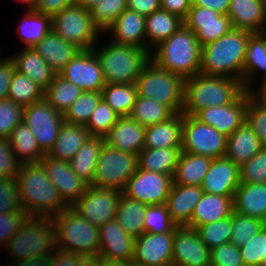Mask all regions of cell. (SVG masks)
I'll return each mask as SVG.
<instances>
[{
	"label": "cell",
	"mask_w": 266,
	"mask_h": 266,
	"mask_svg": "<svg viewBox=\"0 0 266 266\" xmlns=\"http://www.w3.org/2000/svg\"><path fill=\"white\" fill-rule=\"evenodd\" d=\"M178 225L171 219L166 204L147 205L144 216V233L175 232Z\"/></svg>",
	"instance_id": "681fc988"
},
{
	"label": "cell",
	"mask_w": 266,
	"mask_h": 266,
	"mask_svg": "<svg viewBox=\"0 0 266 266\" xmlns=\"http://www.w3.org/2000/svg\"><path fill=\"white\" fill-rule=\"evenodd\" d=\"M121 194L118 190L89 185L71 208L91 224L101 227L115 218Z\"/></svg>",
	"instance_id": "4fadbf2b"
},
{
	"label": "cell",
	"mask_w": 266,
	"mask_h": 266,
	"mask_svg": "<svg viewBox=\"0 0 266 266\" xmlns=\"http://www.w3.org/2000/svg\"><path fill=\"white\" fill-rule=\"evenodd\" d=\"M17 2L20 1L22 3H25L27 5H25V7L27 9H34L35 6L37 5L38 3V0H16Z\"/></svg>",
	"instance_id": "34e18365"
},
{
	"label": "cell",
	"mask_w": 266,
	"mask_h": 266,
	"mask_svg": "<svg viewBox=\"0 0 266 266\" xmlns=\"http://www.w3.org/2000/svg\"><path fill=\"white\" fill-rule=\"evenodd\" d=\"M119 115L102 98L85 127L91 136L104 137L117 123Z\"/></svg>",
	"instance_id": "f907efd6"
},
{
	"label": "cell",
	"mask_w": 266,
	"mask_h": 266,
	"mask_svg": "<svg viewBox=\"0 0 266 266\" xmlns=\"http://www.w3.org/2000/svg\"><path fill=\"white\" fill-rule=\"evenodd\" d=\"M10 58L15 62L16 71L30 78L43 90L49 86L57 74L33 47H23Z\"/></svg>",
	"instance_id": "4dcf8cb0"
},
{
	"label": "cell",
	"mask_w": 266,
	"mask_h": 266,
	"mask_svg": "<svg viewBox=\"0 0 266 266\" xmlns=\"http://www.w3.org/2000/svg\"><path fill=\"white\" fill-rule=\"evenodd\" d=\"M8 140L15 157L21 164L40 162L45 156L38 147L36 138L24 121L20 122L11 131Z\"/></svg>",
	"instance_id": "60d3db41"
},
{
	"label": "cell",
	"mask_w": 266,
	"mask_h": 266,
	"mask_svg": "<svg viewBox=\"0 0 266 266\" xmlns=\"http://www.w3.org/2000/svg\"><path fill=\"white\" fill-rule=\"evenodd\" d=\"M22 210L19 202L18 183L16 177L0 178V213L18 212Z\"/></svg>",
	"instance_id": "6f0895ef"
},
{
	"label": "cell",
	"mask_w": 266,
	"mask_h": 266,
	"mask_svg": "<svg viewBox=\"0 0 266 266\" xmlns=\"http://www.w3.org/2000/svg\"><path fill=\"white\" fill-rule=\"evenodd\" d=\"M83 93L73 83L56 74L53 81L44 90V99L59 113L64 114L70 105Z\"/></svg>",
	"instance_id": "b9f144b4"
},
{
	"label": "cell",
	"mask_w": 266,
	"mask_h": 266,
	"mask_svg": "<svg viewBox=\"0 0 266 266\" xmlns=\"http://www.w3.org/2000/svg\"><path fill=\"white\" fill-rule=\"evenodd\" d=\"M252 94L264 105H266V79L259 83L257 87L252 90Z\"/></svg>",
	"instance_id": "2644e50d"
},
{
	"label": "cell",
	"mask_w": 266,
	"mask_h": 266,
	"mask_svg": "<svg viewBox=\"0 0 266 266\" xmlns=\"http://www.w3.org/2000/svg\"><path fill=\"white\" fill-rule=\"evenodd\" d=\"M174 232L143 233L135 238L132 266L172 265Z\"/></svg>",
	"instance_id": "e0dca14e"
},
{
	"label": "cell",
	"mask_w": 266,
	"mask_h": 266,
	"mask_svg": "<svg viewBox=\"0 0 266 266\" xmlns=\"http://www.w3.org/2000/svg\"><path fill=\"white\" fill-rule=\"evenodd\" d=\"M181 149L183 152L209 156L213 159L224 157L227 137L194 116L183 114Z\"/></svg>",
	"instance_id": "8fae6325"
},
{
	"label": "cell",
	"mask_w": 266,
	"mask_h": 266,
	"mask_svg": "<svg viewBox=\"0 0 266 266\" xmlns=\"http://www.w3.org/2000/svg\"><path fill=\"white\" fill-rule=\"evenodd\" d=\"M239 250L245 266H262L266 262V224Z\"/></svg>",
	"instance_id": "f5cc1de1"
},
{
	"label": "cell",
	"mask_w": 266,
	"mask_h": 266,
	"mask_svg": "<svg viewBox=\"0 0 266 266\" xmlns=\"http://www.w3.org/2000/svg\"><path fill=\"white\" fill-rule=\"evenodd\" d=\"M21 163L15 157L8 139L0 138V178L16 177Z\"/></svg>",
	"instance_id": "94428289"
},
{
	"label": "cell",
	"mask_w": 266,
	"mask_h": 266,
	"mask_svg": "<svg viewBox=\"0 0 266 266\" xmlns=\"http://www.w3.org/2000/svg\"><path fill=\"white\" fill-rule=\"evenodd\" d=\"M183 113L145 128L144 148L182 147Z\"/></svg>",
	"instance_id": "836d02e7"
},
{
	"label": "cell",
	"mask_w": 266,
	"mask_h": 266,
	"mask_svg": "<svg viewBox=\"0 0 266 266\" xmlns=\"http://www.w3.org/2000/svg\"><path fill=\"white\" fill-rule=\"evenodd\" d=\"M160 2L161 9L177 15L183 20L192 6V0H160Z\"/></svg>",
	"instance_id": "03108f58"
},
{
	"label": "cell",
	"mask_w": 266,
	"mask_h": 266,
	"mask_svg": "<svg viewBox=\"0 0 266 266\" xmlns=\"http://www.w3.org/2000/svg\"><path fill=\"white\" fill-rule=\"evenodd\" d=\"M58 250L81 254L92 259L98 257L99 227L91 224L71 207L51 217Z\"/></svg>",
	"instance_id": "8992f818"
},
{
	"label": "cell",
	"mask_w": 266,
	"mask_h": 266,
	"mask_svg": "<svg viewBox=\"0 0 266 266\" xmlns=\"http://www.w3.org/2000/svg\"><path fill=\"white\" fill-rule=\"evenodd\" d=\"M23 121L36 138L40 150L45 155L48 154L64 122L63 114L55 110L43 98L24 107Z\"/></svg>",
	"instance_id": "7c38bea8"
},
{
	"label": "cell",
	"mask_w": 266,
	"mask_h": 266,
	"mask_svg": "<svg viewBox=\"0 0 266 266\" xmlns=\"http://www.w3.org/2000/svg\"><path fill=\"white\" fill-rule=\"evenodd\" d=\"M173 185V176L137 168L122 193L146 205L165 204Z\"/></svg>",
	"instance_id": "5bb4252c"
},
{
	"label": "cell",
	"mask_w": 266,
	"mask_h": 266,
	"mask_svg": "<svg viewBox=\"0 0 266 266\" xmlns=\"http://www.w3.org/2000/svg\"><path fill=\"white\" fill-rule=\"evenodd\" d=\"M59 75L83 91L102 92L106 85L100 61L93 49L81 50Z\"/></svg>",
	"instance_id": "9a60e30c"
},
{
	"label": "cell",
	"mask_w": 266,
	"mask_h": 266,
	"mask_svg": "<svg viewBox=\"0 0 266 266\" xmlns=\"http://www.w3.org/2000/svg\"><path fill=\"white\" fill-rule=\"evenodd\" d=\"M90 137L91 134L85 125L64 121L53 148L47 155L53 159L69 162Z\"/></svg>",
	"instance_id": "1f68e13d"
},
{
	"label": "cell",
	"mask_w": 266,
	"mask_h": 266,
	"mask_svg": "<svg viewBox=\"0 0 266 266\" xmlns=\"http://www.w3.org/2000/svg\"><path fill=\"white\" fill-rule=\"evenodd\" d=\"M253 34L232 28L216 41L202 46L200 74L235 78L243 86L245 52Z\"/></svg>",
	"instance_id": "7a4b0ae2"
},
{
	"label": "cell",
	"mask_w": 266,
	"mask_h": 266,
	"mask_svg": "<svg viewBox=\"0 0 266 266\" xmlns=\"http://www.w3.org/2000/svg\"><path fill=\"white\" fill-rule=\"evenodd\" d=\"M97 46V47H96ZM100 61L106 84H135L142 69L151 60L150 51L111 42L92 48Z\"/></svg>",
	"instance_id": "5b68a950"
},
{
	"label": "cell",
	"mask_w": 266,
	"mask_h": 266,
	"mask_svg": "<svg viewBox=\"0 0 266 266\" xmlns=\"http://www.w3.org/2000/svg\"><path fill=\"white\" fill-rule=\"evenodd\" d=\"M247 104L248 91L243 90L231 103L202 109L194 117L229 137L246 122Z\"/></svg>",
	"instance_id": "2e32d148"
},
{
	"label": "cell",
	"mask_w": 266,
	"mask_h": 266,
	"mask_svg": "<svg viewBox=\"0 0 266 266\" xmlns=\"http://www.w3.org/2000/svg\"><path fill=\"white\" fill-rule=\"evenodd\" d=\"M173 115L174 113L166 105L158 103L151 98L137 96L129 116L146 128L164 122Z\"/></svg>",
	"instance_id": "ee69618b"
},
{
	"label": "cell",
	"mask_w": 266,
	"mask_h": 266,
	"mask_svg": "<svg viewBox=\"0 0 266 266\" xmlns=\"http://www.w3.org/2000/svg\"><path fill=\"white\" fill-rule=\"evenodd\" d=\"M16 179L19 202L28 216L51 218L68 207L48 179L41 162L21 164Z\"/></svg>",
	"instance_id": "6da1fadb"
},
{
	"label": "cell",
	"mask_w": 266,
	"mask_h": 266,
	"mask_svg": "<svg viewBox=\"0 0 266 266\" xmlns=\"http://www.w3.org/2000/svg\"><path fill=\"white\" fill-rule=\"evenodd\" d=\"M24 107L11 99L0 101V138L8 139L11 131L23 122Z\"/></svg>",
	"instance_id": "11a10c76"
},
{
	"label": "cell",
	"mask_w": 266,
	"mask_h": 266,
	"mask_svg": "<svg viewBox=\"0 0 266 266\" xmlns=\"http://www.w3.org/2000/svg\"><path fill=\"white\" fill-rule=\"evenodd\" d=\"M145 127L130 116L119 117L117 123L104 136L105 144L120 151L138 155L144 148Z\"/></svg>",
	"instance_id": "cb8c5ba5"
},
{
	"label": "cell",
	"mask_w": 266,
	"mask_h": 266,
	"mask_svg": "<svg viewBox=\"0 0 266 266\" xmlns=\"http://www.w3.org/2000/svg\"><path fill=\"white\" fill-rule=\"evenodd\" d=\"M127 9L146 17L161 9V2L160 0H127Z\"/></svg>",
	"instance_id": "003e7915"
},
{
	"label": "cell",
	"mask_w": 266,
	"mask_h": 266,
	"mask_svg": "<svg viewBox=\"0 0 266 266\" xmlns=\"http://www.w3.org/2000/svg\"><path fill=\"white\" fill-rule=\"evenodd\" d=\"M184 25L182 18L163 9L145 17L147 50L150 52Z\"/></svg>",
	"instance_id": "e575fe53"
},
{
	"label": "cell",
	"mask_w": 266,
	"mask_h": 266,
	"mask_svg": "<svg viewBox=\"0 0 266 266\" xmlns=\"http://www.w3.org/2000/svg\"><path fill=\"white\" fill-rule=\"evenodd\" d=\"M105 34L110 35L113 43L147 49L145 16L133 10H124L104 31Z\"/></svg>",
	"instance_id": "603a6c76"
},
{
	"label": "cell",
	"mask_w": 266,
	"mask_h": 266,
	"mask_svg": "<svg viewBox=\"0 0 266 266\" xmlns=\"http://www.w3.org/2000/svg\"><path fill=\"white\" fill-rule=\"evenodd\" d=\"M231 0H192V5L210 8L222 15L228 14Z\"/></svg>",
	"instance_id": "a7ac6f4b"
},
{
	"label": "cell",
	"mask_w": 266,
	"mask_h": 266,
	"mask_svg": "<svg viewBox=\"0 0 266 266\" xmlns=\"http://www.w3.org/2000/svg\"><path fill=\"white\" fill-rule=\"evenodd\" d=\"M261 4H262L263 10H264V14L266 16V0H261Z\"/></svg>",
	"instance_id": "11e5206c"
},
{
	"label": "cell",
	"mask_w": 266,
	"mask_h": 266,
	"mask_svg": "<svg viewBox=\"0 0 266 266\" xmlns=\"http://www.w3.org/2000/svg\"><path fill=\"white\" fill-rule=\"evenodd\" d=\"M100 1L101 0H76V4L80 5L84 9L91 10V8Z\"/></svg>",
	"instance_id": "753ad0ef"
},
{
	"label": "cell",
	"mask_w": 266,
	"mask_h": 266,
	"mask_svg": "<svg viewBox=\"0 0 266 266\" xmlns=\"http://www.w3.org/2000/svg\"><path fill=\"white\" fill-rule=\"evenodd\" d=\"M212 159L213 158L209 156L190 154L181 151L173 175V183L188 186H201Z\"/></svg>",
	"instance_id": "8d00e7d4"
},
{
	"label": "cell",
	"mask_w": 266,
	"mask_h": 266,
	"mask_svg": "<svg viewBox=\"0 0 266 266\" xmlns=\"http://www.w3.org/2000/svg\"><path fill=\"white\" fill-rule=\"evenodd\" d=\"M195 230L202 242L212 250L230 242L232 230L231 216L213 223L197 226Z\"/></svg>",
	"instance_id": "c3c4849f"
},
{
	"label": "cell",
	"mask_w": 266,
	"mask_h": 266,
	"mask_svg": "<svg viewBox=\"0 0 266 266\" xmlns=\"http://www.w3.org/2000/svg\"><path fill=\"white\" fill-rule=\"evenodd\" d=\"M181 151V147L143 148L137 155L138 168L173 176Z\"/></svg>",
	"instance_id": "d590c367"
},
{
	"label": "cell",
	"mask_w": 266,
	"mask_h": 266,
	"mask_svg": "<svg viewBox=\"0 0 266 266\" xmlns=\"http://www.w3.org/2000/svg\"><path fill=\"white\" fill-rule=\"evenodd\" d=\"M138 96L136 84H106L102 98L120 116H129Z\"/></svg>",
	"instance_id": "7bdbcfd3"
},
{
	"label": "cell",
	"mask_w": 266,
	"mask_h": 266,
	"mask_svg": "<svg viewBox=\"0 0 266 266\" xmlns=\"http://www.w3.org/2000/svg\"><path fill=\"white\" fill-rule=\"evenodd\" d=\"M40 162L62 201L71 207L89 185L71 169L67 161L53 159L46 154Z\"/></svg>",
	"instance_id": "d6986e66"
},
{
	"label": "cell",
	"mask_w": 266,
	"mask_h": 266,
	"mask_svg": "<svg viewBox=\"0 0 266 266\" xmlns=\"http://www.w3.org/2000/svg\"><path fill=\"white\" fill-rule=\"evenodd\" d=\"M227 16L232 28L252 33L266 32V16L261 0H231Z\"/></svg>",
	"instance_id": "4316f807"
},
{
	"label": "cell",
	"mask_w": 266,
	"mask_h": 266,
	"mask_svg": "<svg viewBox=\"0 0 266 266\" xmlns=\"http://www.w3.org/2000/svg\"><path fill=\"white\" fill-rule=\"evenodd\" d=\"M8 264L40 256H51L56 249L55 231L50 217L28 216L4 248Z\"/></svg>",
	"instance_id": "52a82bcc"
},
{
	"label": "cell",
	"mask_w": 266,
	"mask_h": 266,
	"mask_svg": "<svg viewBox=\"0 0 266 266\" xmlns=\"http://www.w3.org/2000/svg\"><path fill=\"white\" fill-rule=\"evenodd\" d=\"M203 194L201 186L173 183L165 203L171 219L178 226H186L191 221L195 206Z\"/></svg>",
	"instance_id": "484cf974"
},
{
	"label": "cell",
	"mask_w": 266,
	"mask_h": 266,
	"mask_svg": "<svg viewBox=\"0 0 266 266\" xmlns=\"http://www.w3.org/2000/svg\"><path fill=\"white\" fill-rule=\"evenodd\" d=\"M146 209V204L131 199L122 193L114 219L127 234L137 238L144 233Z\"/></svg>",
	"instance_id": "f35d334b"
},
{
	"label": "cell",
	"mask_w": 266,
	"mask_h": 266,
	"mask_svg": "<svg viewBox=\"0 0 266 266\" xmlns=\"http://www.w3.org/2000/svg\"><path fill=\"white\" fill-rule=\"evenodd\" d=\"M240 183H266V146L239 167Z\"/></svg>",
	"instance_id": "9f6ffc18"
},
{
	"label": "cell",
	"mask_w": 266,
	"mask_h": 266,
	"mask_svg": "<svg viewBox=\"0 0 266 266\" xmlns=\"http://www.w3.org/2000/svg\"><path fill=\"white\" fill-rule=\"evenodd\" d=\"M234 212V197L204 193L198 201L187 227L195 229L226 217Z\"/></svg>",
	"instance_id": "83f0119b"
},
{
	"label": "cell",
	"mask_w": 266,
	"mask_h": 266,
	"mask_svg": "<svg viewBox=\"0 0 266 266\" xmlns=\"http://www.w3.org/2000/svg\"><path fill=\"white\" fill-rule=\"evenodd\" d=\"M22 20L17 26L24 48L34 47L52 31V16L45 15L34 9H25Z\"/></svg>",
	"instance_id": "74e56055"
},
{
	"label": "cell",
	"mask_w": 266,
	"mask_h": 266,
	"mask_svg": "<svg viewBox=\"0 0 266 266\" xmlns=\"http://www.w3.org/2000/svg\"><path fill=\"white\" fill-rule=\"evenodd\" d=\"M95 266H132L131 264L124 262L106 261L103 259L95 258L92 260Z\"/></svg>",
	"instance_id": "8c879c8a"
},
{
	"label": "cell",
	"mask_w": 266,
	"mask_h": 266,
	"mask_svg": "<svg viewBox=\"0 0 266 266\" xmlns=\"http://www.w3.org/2000/svg\"><path fill=\"white\" fill-rule=\"evenodd\" d=\"M44 98V90L27 76L15 70L8 91V99L26 107Z\"/></svg>",
	"instance_id": "f6af8a7d"
},
{
	"label": "cell",
	"mask_w": 266,
	"mask_h": 266,
	"mask_svg": "<svg viewBox=\"0 0 266 266\" xmlns=\"http://www.w3.org/2000/svg\"><path fill=\"white\" fill-rule=\"evenodd\" d=\"M137 168L136 154L120 151L104 143L91 185L122 192Z\"/></svg>",
	"instance_id": "30bf717a"
},
{
	"label": "cell",
	"mask_w": 266,
	"mask_h": 266,
	"mask_svg": "<svg viewBox=\"0 0 266 266\" xmlns=\"http://www.w3.org/2000/svg\"><path fill=\"white\" fill-rule=\"evenodd\" d=\"M102 99V92L83 91L63 114L65 122L86 125L92 112Z\"/></svg>",
	"instance_id": "bcb514c9"
},
{
	"label": "cell",
	"mask_w": 266,
	"mask_h": 266,
	"mask_svg": "<svg viewBox=\"0 0 266 266\" xmlns=\"http://www.w3.org/2000/svg\"><path fill=\"white\" fill-rule=\"evenodd\" d=\"M244 90L242 83L230 77L196 74L185 79L183 114L231 103Z\"/></svg>",
	"instance_id": "277c9868"
},
{
	"label": "cell",
	"mask_w": 266,
	"mask_h": 266,
	"mask_svg": "<svg viewBox=\"0 0 266 266\" xmlns=\"http://www.w3.org/2000/svg\"><path fill=\"white\" fill-rule=\"evenodd\" d=\"M266 79V32L254 33L248 41L243 65V88L252 91ZM260 80V81H259ZM259 81V83H258Z\"/></svg>",
	"instance_id": "d4e9b609"
},
{
	"label": "cell",
	"mask_w": 266,
	"mask_h": 266,
	"mask_svg": "<svg viewBox=\"0 0 266 266\" xmlns=\"http://www.w3.org/2000/svg\"><path fill=\"white\" fill-rule=\"evenodd\" d=\"M246 122L252 128L262 144L266 146V105L260 102L252 94V91H248Z\"/></svg>",
	"instance_id": "db71d44e"
},
{
	"label": "cell",
	"mask_w": 266,
	"mask_h": 266,
	"mask_svg": "<svg viewBox=\"0 0 266 266\" xmlns=\"http://www.w3.org/2000/svg\"><path fill=\"white\" fill-rule=\"evenodd\" d=\"M231 238L230 242L241 247L251 240L266 224L260 219L242 215L238 212L231 214Z\"/></svg>",
	"instance_id": "7dc6e473"
},
{
	"label": "cell",
	"mask_w": 266,
	"mask_h": 266,
	"mask_svg": "<svg viewBox=\"0 0 266 266\" xmlns=\"http://www.w3.org/2000/svg\"><path fill=\"white\" fill-rule=\"evenodd\" d=\"M127 9V0H101L90 10L94 24L102 33Z\"/></svg>",
	"instance_id": "816d5d0a"
},
{
	"label": "cell",
	"mask_w": 266,
	"mask_h": 266,
	"mask_svg": "<svg viewBox=\"0 0 266 266\" xmlns=\"http://www.w3.org/2000/svg\"><path fill=\"white\" fill-rule=\"evenodd\" d=\"M239 185V166L224 156L212 159L201 189L208 194L234 197Z\"/></svg>",
	"instance_id": "7402d4cb"
},
{
	"label": "cell",
	"mask_w": 266,
	"mask_h": 266,
	"mask_svg": "<svg viewBox=\"0 0 266 266\" xmlns=\"http://www.w3.org/2000/svg\"><path fill=\"white\" fill-rule=\"evenodd\" d=\"M183 21L184 26L196 34L201 47L216 41L232 29L227 15L195 5L191 6Z\"/></svg>",
	"instance_id": "ac0fdd59"
},
{
	"label": "cell",
	"mask_w": 266,
	"mask_h": 266,
	"mask_svg": "<svg viewBox=\"0 0 266 266\" xmlns=\"http://www.w3.org/2000/svg\"><path fill=\"white\" fill-rule=\"evenodd\" d=\"M15 70V62L10 56L0 58V101L8 98L9 85Z\"/></svg>",
	"instance_id": "be15d7a7"
},
{
	"label": "cell",
	"mask_w": 266,
	"mask_h": 266,
	"mask_svg": "<svg viewBox=\"0 0 266 266\" xmlns=\"http://www.w3.org/2000/svg\"><path fill=\"white\" fill-rule=\"evenodd\" d=\"M33 49L57 74L81 51L78 46L65 41L53 30Z\"/></svg>",
	"instance_id": "f1b7e54d"
},
{
	"label": "cell",
	"mask_w": 266,
	"mask_h": 266,
	"mask_svg": "<svg viewBox=\"0 0 266 266\" xmlns=\"http://www.w3.org/2000/svg\"><path fill=\"white\" fill-rule=\"evenodd\" d=\"M172 265H210V249L202 242L195 229L187 226L176 228L173 239Z\"/></svg>",
	"instance_id": "ffe728a7"
},
{
	"label": "cell",
	"mask_w": 266,
	"mask_h": 266,
	"mask_svg": "<svg viewBox=\"0 0 266 266\" xmlns=\"http://www.w3.org/2000/svg\"><path fill=\"white\" fill-rule=\"evenodd\" d=\"M52 30L65 41L90 50L101 41V30L94 24L90 10L78 4L66 7L52 17Z\"/></svg>",
	"instance_id": "9c48e42d"
},
{
	"label": "cell",
	"mask_w": 266,
	"mask_h": 266,
	"mask_svg": "<svg viewBox=\"0 0 266 266\" xmlns=\"http://www.w3.org/2000/svg\"><path fill=\"white\" fill-rule=\"evenodd\" d=\"M74 4H76V0H38L34 10L53 17L66 7Z\"/></svg>",
	"instance_id": "e7e4bbea"
},
{
	"label": "cell",
	"mask_w": 266,
	"mask_h": 266,
	"mask_svg": "<svg viewBox=\"0 0 266 266\" xmlns=\"http://www.w3.org/2000/svg\"><path fill=\"white\" fill-rule=\"evenodd\" d=\"M150 59L158 67L186 79L200 73L201 45L196 34L183 25L151 51Z\"/></svg>",
	"instance_id": "3957f363"
},
{
	"label": "cell",
	"mask_w": 266,
	"mask_h": 266,
	"mask_svg": "<svg viewBox=\"0 0 266 266\" xmlns=\"http://www.w3.org/2000/svg\"><path fill=\"white\" fill-rule=\"evenodd\" d=\"M92 260L85 255L64 252L56 248L50 256V266H89Z\"/></svg>",
	"instance_id": "6125c7cd"
},
{
	"label": "cell",
	"mask_w": 266,
	"mask_h": 266,
	"mask_svg": "<svg viewBox=\"0 0 266 266\" xmlns=\"http://www.w3.org/2000/svg\"><path fill=\"white\" fill-rule=\"evenodd\" d=\"M99 234L100 245L97 258L131 264L135 238L127 234L115 219L99 227Z\"/></svg>",
	"instance_id": "44dd1931"
},
{
	"label": "cell",
	"mask_w": 266,
	"mask_h": 266,
	"mask_svg": "<svg viewBox=\"0 0 266 266\" xmlns=\"http://www.w3.org/2000/svg\"><path fill=\"white\" fill-rule=\"evenodd\" d=\"M211 266H245L239 247L231 242L210 250Z\"/></svg>",
	"instance_id": "680465c9"
},
{
	"label": "cell",
	"mask_w": 266,
	"mask_h": 266,
	"mask_svg": "<svg viewBox=\"0 0 266 266\" xmlns=\"http://www.w3.org/2000/svg\"><path fill=\"white\" fill-rule=\"evenodd\" d=\"M27 217L23 210L0 213V247L5 248L7 241L19 230Z\"/></svg>",
	"instance_id": "91938a15"
},
{
	"label": "cell",
	"mask_w": 266,
	"mask_h": 266,
	"mask_svg": "<svg viewBox=\"0 0 266 266\" xmlns=\"http://www.w3.org/2000/svg\"><path fill=\"white\" fill-rule=\"evenodd\" d=\"M8 266H50V256L35 257L20 262H14Z\"/></svg>",
	"instance_id": "89a4df30"
},
{
	"label": "cell",
	"mask_w": 266,
	"mask_h": 266,
	"mask_svg": "<svg viewBox=\"0 0 266 266\" xmlns=\"http://www.w3.org/2000/svg\"><path fill=\"white\" fill-rule=\"evenodd\" d=\"M104 143V137L91 136L69 161L71 169L88 185L93 182L96 164Z\"/></svg>",
	"instance_id": "ab89813d"
},
{
	"label": "cell",
	"mask_w": 266,
	"mask_h": 266,
	"mask_svg": "<svg viewBox=\"0 0 266 266\" xmlns=\"http://www.w3.org/2000/svg\"><path fill=\"white\" fill-rule=\"evenodd\" d=\"M234 211L266 223V183H240L234 195Z\"/></svg>",
	"instance_id": "f546056e"
},
{
	"label": "cell",
	"mask_w": 266,
	"mask_h": 266,
	"mask_svg": "<svg viewBox=\"0 0 266 266\" xmlns=\"http://www.w3.org/2000/svg\"><path fill=\"white\" fill-rule=\"evenodd\" d=\"M264 145L245 122L227 137L226 157L239 167L254 157Z\"/></svg>",
	"instance_id": "d6a6232c"
},
{
	"label": "cell",
	"mask_w": 266,
	"mask_h": 266,
	"mask_svg": "<svg viewBox=\"0 0 266 266\" xmlns=\"http://www.w3.org/2000/svg\"><path fill=\"white\" fill-rule=\"evenodd\" d=\"M138 96L166 105L174 114L184 107L185 79L149 61L136 80Z\"/></svg>",
	"instance_id": "ba28073f"
}]
</instances>
